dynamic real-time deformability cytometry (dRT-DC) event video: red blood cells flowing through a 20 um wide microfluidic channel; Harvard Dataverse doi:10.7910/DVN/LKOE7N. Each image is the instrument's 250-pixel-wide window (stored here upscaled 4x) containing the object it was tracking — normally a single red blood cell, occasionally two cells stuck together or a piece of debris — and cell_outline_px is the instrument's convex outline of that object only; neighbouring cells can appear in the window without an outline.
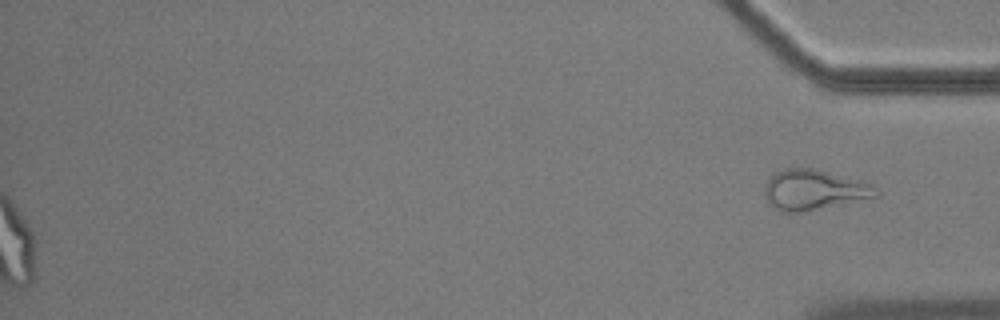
{"species": "common noctule bat (a hibernating species)", "species_latin": "Nyctalus noctula", "temperature_condition": "cold", "stored_images_in_passage": 59, "segment_of_instrument_passage": [2, 2], "camera_frame_rate_fps": 3000, "um_per_image_px": 0.085, "animal": {"sex": "male", "body_mass_g": 17.9}, "frame": {"image": 1, "passage_image": 59, "time_ms": 19.333, "image_size_px": [1000, 320], "cell_outline_px": [[880, 192], [876, 196], [804, 212], [784, 212], [768, 204], [764, 196], [764, 184], [776, 172], [784, 168], [812, 168], [864, 180], [872, 184]], "centroid_in_image_um": [69.17, 16.13], "position_along_channel_um": 366.0, "area_um2": 26.18}}